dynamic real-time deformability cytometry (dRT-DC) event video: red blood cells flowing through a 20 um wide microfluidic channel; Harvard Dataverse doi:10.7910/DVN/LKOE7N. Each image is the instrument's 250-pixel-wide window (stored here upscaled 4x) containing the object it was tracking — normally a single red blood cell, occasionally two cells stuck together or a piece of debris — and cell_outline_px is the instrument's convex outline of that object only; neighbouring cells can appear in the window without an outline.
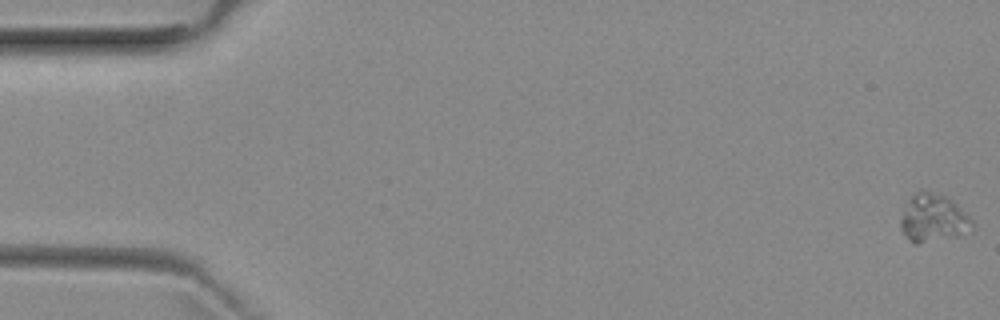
{"species": "common noctule bat (a hibernating species)", "species_latin": "Nyctalus noctula", "temperature_condition": "room temperature", "stored_images_in_passage": 6, "camera_frame_rate_fps": 3000, "um_per_image_px": 0.085, "animal": {"sex": "female", "body_mass_g": 29.2, "forearm_length_mm": 56.3}, "frame": {"image": 1, "passage_image": 1, "time_ms": 0.0, "image_size_px": [1000, 320], "cell_outline_px": [[972, 224], [956, 236], [916, 244], [908, 240], [900, 228], [900, 224], [908, 200], [916, 192], [928, 192], [944, 196], [968, 216], [972, 220]], "centroid_in_image_um": [79.24, 18.57], "position_along_channel_um": 5.8, "area_um2": 18.79}}